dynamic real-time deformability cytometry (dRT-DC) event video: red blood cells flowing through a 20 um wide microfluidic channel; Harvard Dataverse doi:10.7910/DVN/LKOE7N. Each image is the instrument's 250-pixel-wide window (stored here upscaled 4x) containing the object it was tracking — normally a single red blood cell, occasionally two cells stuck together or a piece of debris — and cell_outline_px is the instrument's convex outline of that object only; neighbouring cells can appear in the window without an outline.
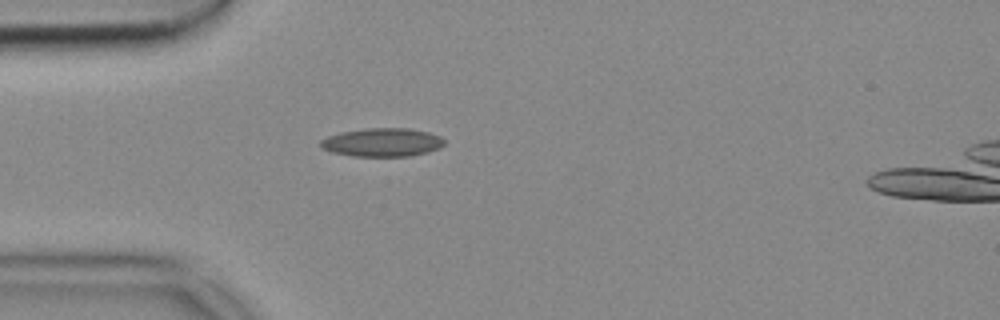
{"species": "common noctule bat (a hibernating species)", "species_latin": "Nyctalus noctula", "temperature_condition": "cold", "stored_images_in_passage": 40, "camera_frame_rate_fps": 3000, "um_per_image_px": 0.085, "animal": {"sex": "female", "body_mass_g": 18.4}, "frame": {"image": 1, "passage_image": 1, "time_ms": 0.0, "image_size_px": [1000, 320], "cell_outline_px": [[444, 144], [440, 148], [428, 152], [412, 156], [352, 156], [332, 152], [320, 148], [320, 140], [328, 136], [340, 132], [364, 128], [408, 128], [428, 132], [440, 136], [444, 140]], "centroid_in_image_um": [32.48, 12.1], "position_along_channel_um": 52.5, "area_um2": 20.69}}
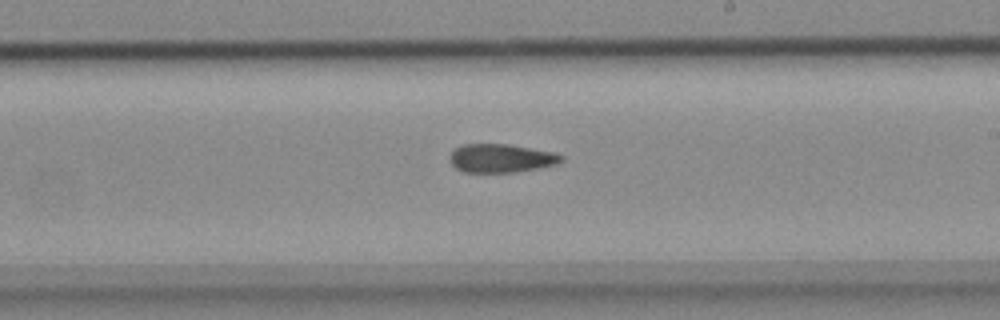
{"frame": {"image": 2, "passage_image": 17, "time_ms": 5.333, "image_size_px": [1000, 320], "cell_outline_px": [[564, 160], [556, 164], [536, 168], [512, 172], [464, 172], [456, 168], [448, 160], [448, 156], [456, 148], [464, 144], [508, 144], [556, 152], [564, 156]], "centroid_in_image_um": [42.59, 13.44], "position_along_channel_um": 246.4, "area_um2": 18.55}}
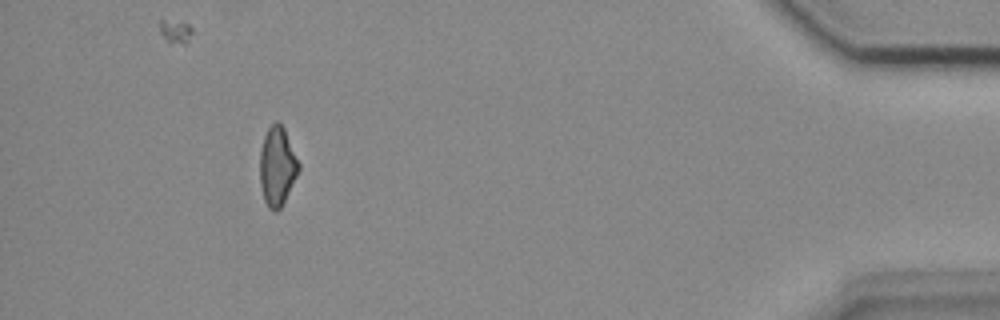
{"frame": {"image": 3, "passage_image": 35, "time_ms": 11.333, "image_size_px": [1000, 320], "cell_outline_px": [[300, 168], [280, 208], [276, 212], [268, 208], [264, 200], [260, 184], [260, 152], [264, 136], [268, 128], [276, 120], [284, 128], [300, 164]], "centroid_in_image_um": [23.55, 14.13], "position_along_channel_um": 411.6, "area_um2": 17.63}}